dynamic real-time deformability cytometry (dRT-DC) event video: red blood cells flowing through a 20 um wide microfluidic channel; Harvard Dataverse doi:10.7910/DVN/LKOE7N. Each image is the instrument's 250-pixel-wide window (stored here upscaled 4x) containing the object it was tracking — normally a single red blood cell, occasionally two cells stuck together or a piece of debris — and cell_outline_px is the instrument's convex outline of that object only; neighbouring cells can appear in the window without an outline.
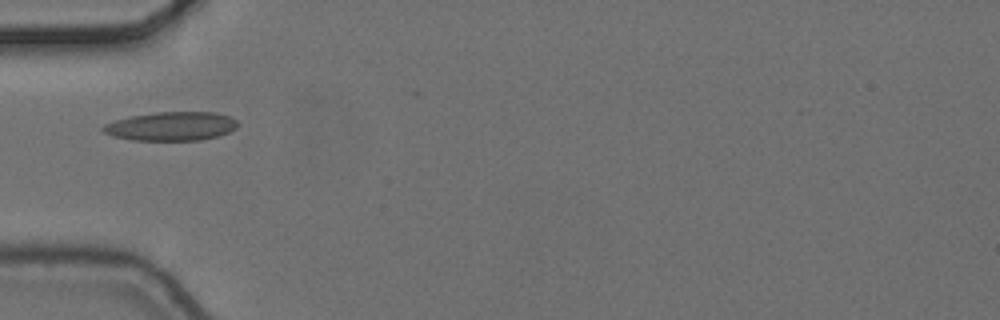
{"species": "common noctule bat (a hibernating species)", "species_latin": "Nyctalus noctula", "temperature_condition": "cold", "stored_images_in_passage": 1, "camera_frame_rate_fps": 3000, "um_per_image_px": 0.085, "animal": {"sex": "female", "body_mass_g": 24.6, "forearm_length_mm": 56.2}, "frame": {"image": 1, "passage_image": 1, "time_ms": 0.0, "image_size_px": [1000, 320], "cell_outline_px": [[240, 124], [236, 128], [220, 136], [200, 140], [132, 140], [116, 136], [104, 132], [100, 128], [104, 124], [116, 120], [132, 116], [156, 112], [216, 112], [228, 116], [236, 120]], "centroid_in_image_um": [14.6, 10.73], "position_along_channel_um": 70.4, "area_um2": 22.54}}